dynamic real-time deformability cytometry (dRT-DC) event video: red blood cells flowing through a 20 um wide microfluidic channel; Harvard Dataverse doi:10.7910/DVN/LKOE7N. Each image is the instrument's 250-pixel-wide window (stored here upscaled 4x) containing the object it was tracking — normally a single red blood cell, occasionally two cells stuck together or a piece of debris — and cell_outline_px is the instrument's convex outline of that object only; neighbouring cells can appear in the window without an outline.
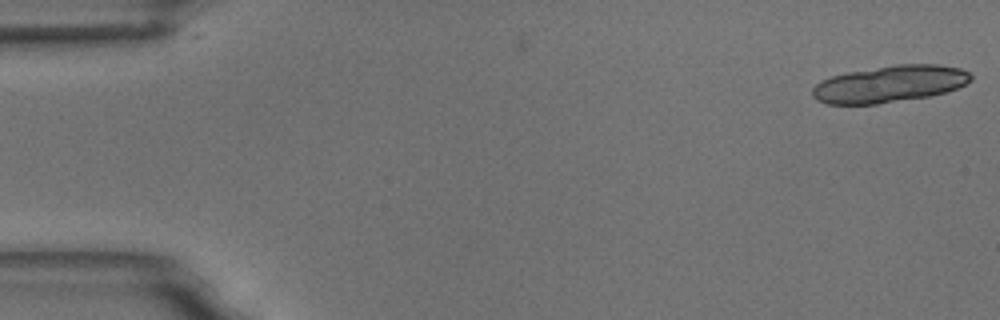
{"species": "common noctule bat (a hibernating species)", "species_latin": "Nyctalus noctula", "temperature_condition": "room temperature", "stored_images_in_passage": 3, "camera_frame_rate_fps": 3000, "um_per_image_px": 0.085, "animal": {"sex": "male", "body_mass_g": 18.8}, "frame": {"image": 1, "passage_image": 3, "time_ms": 0.667, "image_size_px": [1000, 320], "cell_outline_px": [[972, 80], [956, 88], [944, 92], [928, 96], [876, 104], [828, 104], [816, 100], [812, 96], [812, 88], [820, 80], [832, 76], [848, 72], [896, 64], [940, 64], [960, 68], [968, 72], [972, 76]], "centroid_in_image_um": [75.6, 7.13], "position_along_channel_um": 9.4, "area_um2": 33.87}}